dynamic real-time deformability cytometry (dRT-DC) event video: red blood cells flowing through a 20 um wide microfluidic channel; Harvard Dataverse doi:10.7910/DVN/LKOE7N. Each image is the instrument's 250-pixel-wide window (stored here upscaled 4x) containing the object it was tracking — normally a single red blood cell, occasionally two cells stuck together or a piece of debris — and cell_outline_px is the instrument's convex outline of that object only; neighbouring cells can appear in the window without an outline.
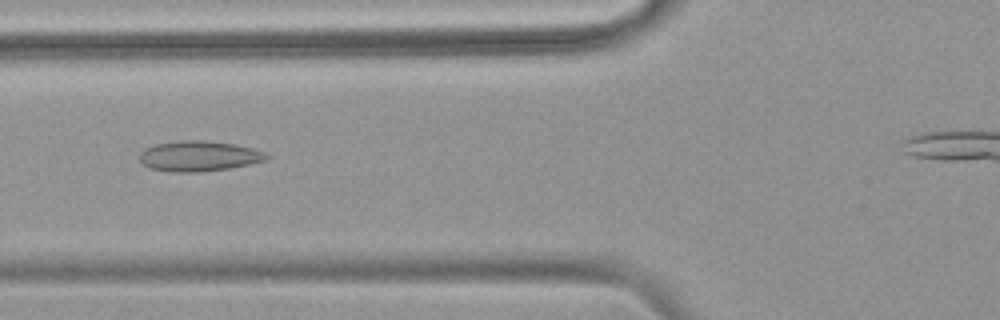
{"species": "common noctule bat (a hibernating species)", "species_latin": "Nyctalus noctula", "temperature_condition": "warm", "stored_images_in_passage": 45, "camera_frame_rate_fps": 3000, "um_per_image_px": 0.085, "animal": {"sex": "female", "body_mass_g": 18.4}, "frame": {"image": 1, "passage_image": 18, "time_ms": 5.667, "image_size_px": [1000, 320], "cell_outline_px": [[272, 156], [264, 160], [248, 164], [228, 168], [200, 172], [172, 172], [152, 168], [144, 164], [140, 160], [140, 152], [144, 148], [156, 144], [184, 140], [204, 140], [232, 144], [252, 148], [264, 152]], "centroid_in_image_um": [16.9, 13.26], "position_along_channel_um": 108.9, "area_um2": 22.2}}
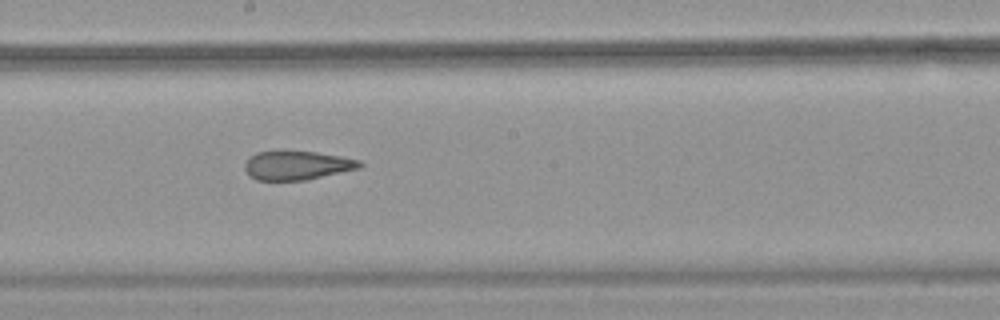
{"frame": {"image": 2, "passage_image": 27, "time_ms": 8.667, "image_size_px": [1000, 320], "cell_outline_px": [[364, 164], [360, 168], [304, 180], [256, 180], [244, 168], [244, 164], [256, 152], [316, 152], [340, 156], [360, 160]], "centroid_in_image_um": [25.29, 14.06], "position_along_channel_um": 222.9, "area_um2": 18.9}}
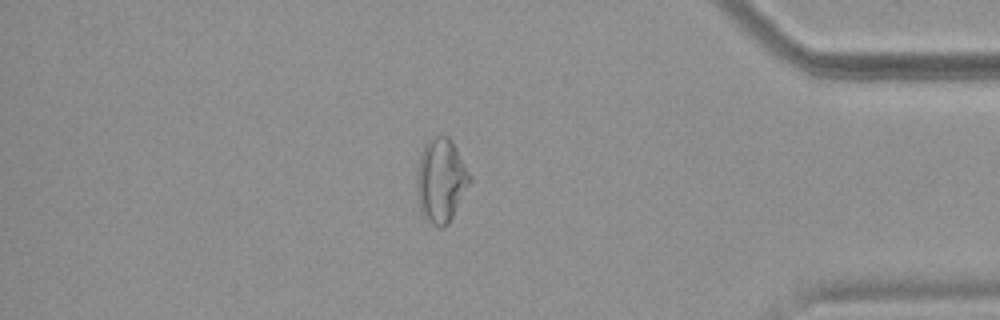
{"frame": {"image": 3, "passage_image": 43, "time_ms": 14.0, "image_size_px": [1000, 320], "cell_outline_px": [[472, 180], [448, 224], [440, 228], [432, 224], [424, 216], [420, 208], [416, 184], [416, 176], [420, 152], [424, 144], [428, 140], [436, 136], [448, 136], [452, 140], [472, 176]], "centroid_in_image_um": [37.49, 15.3], "position_along_channel_um": 397.7, "area_um2": 25.95}}